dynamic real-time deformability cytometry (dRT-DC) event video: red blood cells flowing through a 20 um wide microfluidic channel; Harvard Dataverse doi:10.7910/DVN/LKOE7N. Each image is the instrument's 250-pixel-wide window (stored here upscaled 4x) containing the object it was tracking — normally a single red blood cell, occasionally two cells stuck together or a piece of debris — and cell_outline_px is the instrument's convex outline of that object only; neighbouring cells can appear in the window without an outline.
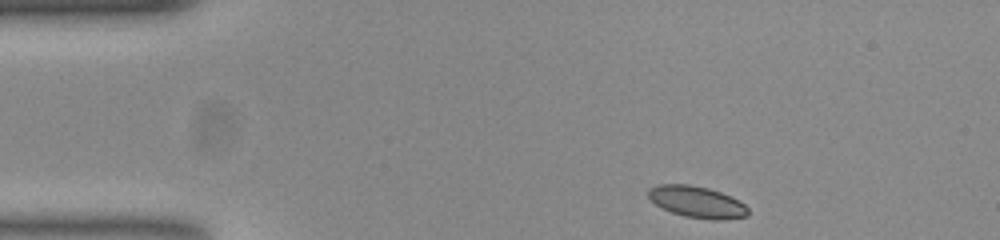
{"species": "common noctule bat (a hibernating species)", "species_latin": "Nyctalus noctula", "temperature_condition": "room temperature", "stored_images_in_passage": 47, "camera_frame_rate_fps": 3000, "um_per_image_px": 0.085, "animal": {"sex": "female", "body_mass_g": 23.0, "forearm_length_mm": 53.4}, "frame": {"image": 1, "passage_image": 1, "time_ms": 0.0, "image_size_px": [1000, 240], "cell_outline_px": [[748, 212], [744, 216], [684, 216], [672, 212], [656, 204], [648, 196], [648, 188], [660, 184], [688, 184], [708, 188], [720, 192], [740, 200], [748, 208]], "centroid_in_image_um": [59.15, 17.08], "position_along_channel_um": 25.8, "area_um2": 17.17}}
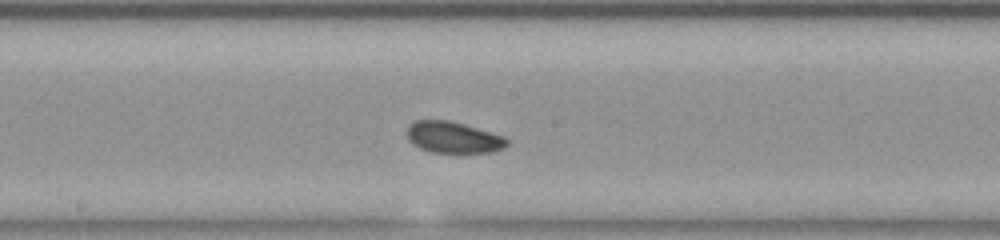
{"frame": {"image": 2, "passage_image": 21, "time_ms": 6.667, "image_size_px": [1000, 240], "cell_outline_px": [[508, 144], [504, 148], [492, 152], [432, 152], [420, 148], [412, 144], [408, 140], [408, 128], [416, 120], [448, 120], [464, 124], [504, 136], [508, 140]], "centroid_in_image_um": [38.54, 11.68], "position_along_channel_um": 209.7, "area_um2": 18.09}}
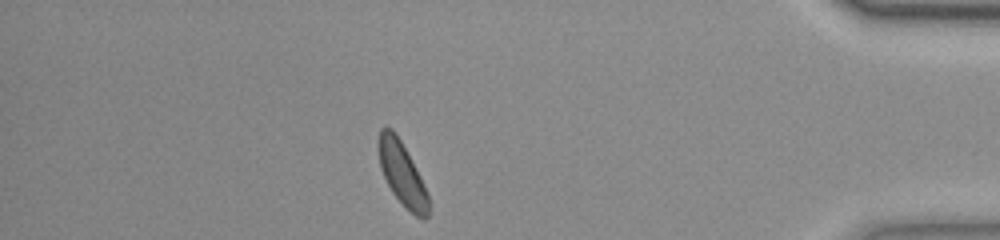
{"frame": {"image": 3, "passage_image": 40, "time_ms": 13.0, "image_size_px": [1000, 240], "cell_outline_px": [[428, 216], [424, 220], [416, 216], [392, 192], [380, 168], [380, 128], [392, 128], [396, 132], [420, 176], [428, 196]], "centroid_in_image_um": [34.19, 14.77], "position_along_channel_um": 401.0, "area_um2": 17.57}, "authors_computed_cell_mechanics": {"area_um2": 18.3226, "velocity_mm_per_s": 3.7312, "shape_relaxation_time_tau1_ms": 2.442, "shape_relaxation_time_tau2_ms": 3.9551, "deformation_change_tau1": 0.0559, "deformation_change_tau2": 0.0811}}